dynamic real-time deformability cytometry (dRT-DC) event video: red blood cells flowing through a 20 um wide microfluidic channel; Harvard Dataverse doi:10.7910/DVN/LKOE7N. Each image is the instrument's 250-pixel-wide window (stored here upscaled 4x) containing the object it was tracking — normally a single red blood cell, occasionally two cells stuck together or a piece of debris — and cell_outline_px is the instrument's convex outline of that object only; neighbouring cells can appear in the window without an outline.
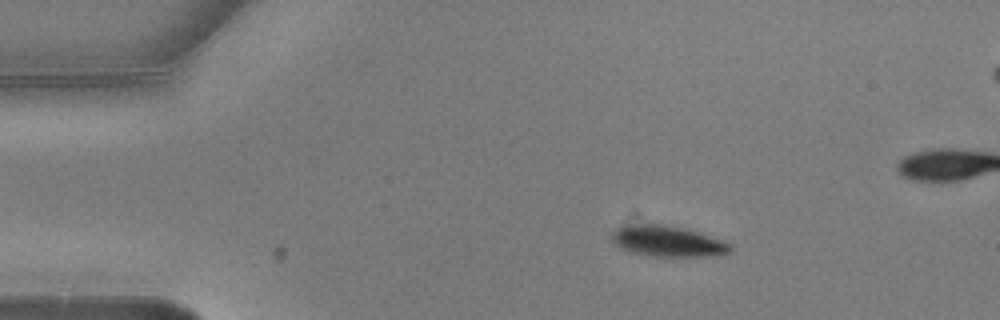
{"species": "common noctule bat (a hibernating species)", "species_latin": "Nyctalus noctula", "temperature_condition": "warm", "stored_images_in_passage": 5, "camera_frame_rate_fps": 3000, "um_per_image_px": 0.085, "animal": {"sex": "male", "body_mass_g": 20.5, "forearm_length_mm": 52.5}, "frame": {"image": 1, "passage_image": 2, "time_ms": 0.333, "image_size_px": [1000, 320], "cell_outline_px": [[732, 248], [728, 252], [716, 256], [656, 256], [636, 252], [624, 248], [616, 244], [612, 240], [612, 232], [616, 228], [644, 224], [660, 224], [684, 228], [732, 244]], "centroid_in_image_um": [56.79, 20.51], "position_along_channel_um": 28.2, "area_um2": 20.52}}